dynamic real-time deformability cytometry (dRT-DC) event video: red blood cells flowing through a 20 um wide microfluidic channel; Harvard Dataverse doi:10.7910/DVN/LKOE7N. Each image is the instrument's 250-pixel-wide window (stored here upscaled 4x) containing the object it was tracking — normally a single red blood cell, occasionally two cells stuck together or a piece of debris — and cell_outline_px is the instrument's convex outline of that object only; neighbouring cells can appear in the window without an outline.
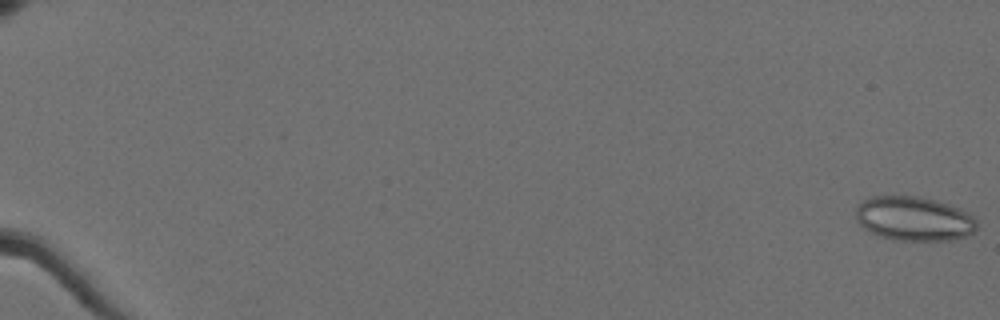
{"species": "Egyptian fruit bat (a non-hibernating species)", "species_latin": "Rousettus aegyptiacus", "temperature_condition": "cold", "stored_images_in_passage": 44, "camera_frame_rate_fps": 3000, "um_per_image_px": 0.085, "animal": {"sex": "female"}, "frame": {"image": 1, "passage_image": 1, "time_ms": 0.0, "image_size_px": [1000, 320], "cell_outline_px": [[976, 228], [972, 232], [964, 236], [952, 240], [896, 240], [880, 236], [864, 228], [856, 220], [856, 204], [872, 196], [916, 196], [936, 200], [948, 204], [968, 212], [976, 216]], "centroid_in_image_um": [77.68, 18.58], "position_along_channel_um": 7.3, "area_um2": 31.21}}
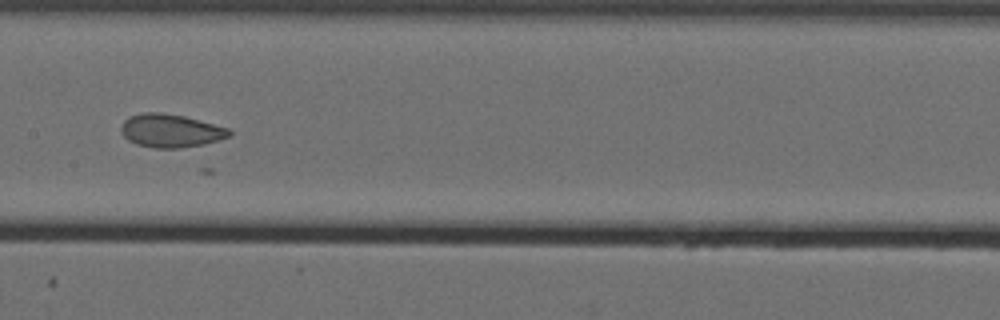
{"frame": {"image": 2, "passage_image": 34, "time_ms": 11.0, "image_size_px": [1000, 320], "cell_outline_px": [[232, 132], [228, 136], [204, 144], [180, 148], [152, 148], [136, 144], [128, 140], [120, 132], [120, 124], [128, 116], [144, 112], [160, 112], [184, 116], [228, 128]], "centroid_in_image_um": [14.43, 11.11], "position_along_channel_um": 193.0, "area_um2": 20.98}}
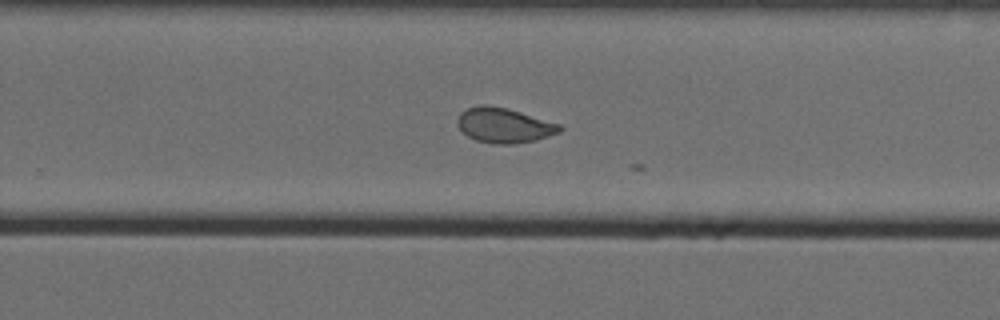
{"frame": {"image": 3, "passage_image": 42, "time_ms": 13.667, "image_size_px": [1000, 320], "cell_outline_px": [[564, 128], [560, 132], [536, 140], [516, 144], [492, 144], [476, 140], [468, 136], [456, 124], [456, 120], [460, 112], [468, 108], [480, 104], [488, 104], [508, 108], [560, 124]], "centroid_in_image_um": [42.84, 10.65], "position_along_channel_um": 287.0, "area_um2": 21.04}}